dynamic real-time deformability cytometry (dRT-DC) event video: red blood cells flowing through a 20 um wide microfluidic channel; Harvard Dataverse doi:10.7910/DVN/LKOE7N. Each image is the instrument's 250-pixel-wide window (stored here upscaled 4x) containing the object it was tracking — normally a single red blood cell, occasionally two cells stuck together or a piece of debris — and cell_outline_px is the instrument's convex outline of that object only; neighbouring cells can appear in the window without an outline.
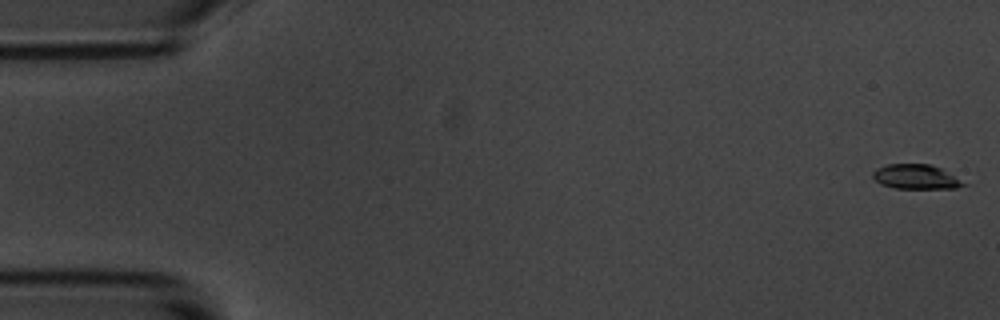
{"species": "common noctule bat (a hibernating species)", "species_latin": "Nyctalus noctula", "temperature_condition": "room temperature", "stored_images_in_passage": 57, "camera_frame_rate_fps": 3000, "um_per_image_px": 0.085, "animal": {"sex": "male", "body_mass_g": 20.1, "forearm_length_mm": 53.5}, "frame": {"image": 1, "passage_image": 1, "time_ms": 0.0, "image_size_px": [1000, 320], "cell_outline_px": [[968, 184], [956, 188], [892, 188], [880, 184], [872, 176], [872, 172], [876, 168], [888, 164], [932, 164], [940, 168]], "centroid_in_image_um": [77.82, 15.02], "position_along_channel_um": 7.2, "area_um2": 12.95}}
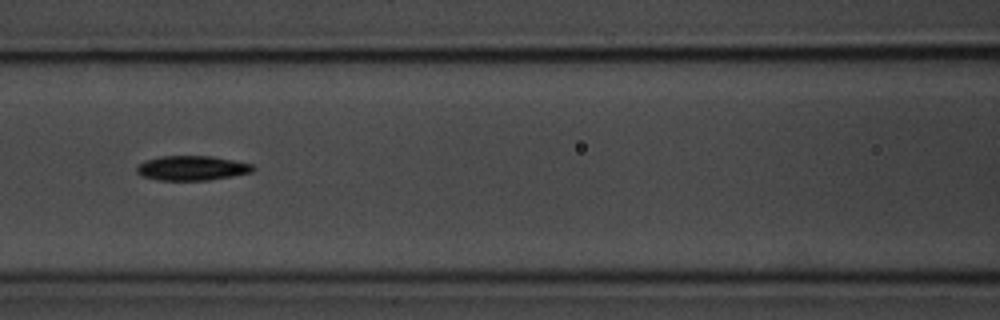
{"frame": {"image": 2, "passage_image": 25, "time_ms": 8.0, "image_size_px": [1000, 320], "cell_outline_px": [[256, 168], [252, 172], [232, 176], [208, 180], [156, 180], [144, 176], [136, 172], [136, 164], [144, 160], [160, 156], [212, 156], [252, 164]], "centroid_in_image_um": [16.28, 14.28], "position_along_channel_um": 150.3, "area_um2": 16.76}}
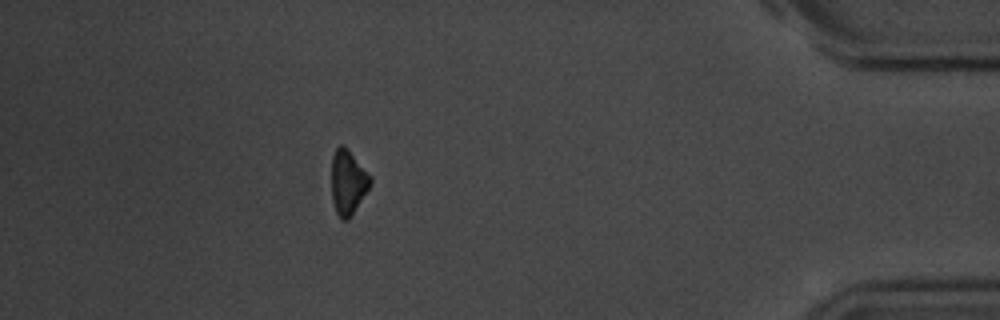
{"frame": {"image": 3, "passage_image": 51, "time_ms": 16.667, "image_size_px": [1000, 320], "cell_outline_px": [[372, 184], [348, 220], [340, 220], [336, 212], [332, 200], [332, 156], [336, 148], [340, 144], [348, 148], [372, 176]], "centroid_in_image_um": [29.59, 15.48], "position_along_channel_um": 405.6, "area_um2": 14.8}, "authors_computed_cell_mechanics": {"area_um2": 15.3748, "velocity_mm_per_s": 3.5186, "shape_relaxation_time_tau1_ms": 1.8782, "shape_relaxation_time_tau2_ms": null, "deformation_change_tau1": 0.1138, "deformation_change_tau2": null}}